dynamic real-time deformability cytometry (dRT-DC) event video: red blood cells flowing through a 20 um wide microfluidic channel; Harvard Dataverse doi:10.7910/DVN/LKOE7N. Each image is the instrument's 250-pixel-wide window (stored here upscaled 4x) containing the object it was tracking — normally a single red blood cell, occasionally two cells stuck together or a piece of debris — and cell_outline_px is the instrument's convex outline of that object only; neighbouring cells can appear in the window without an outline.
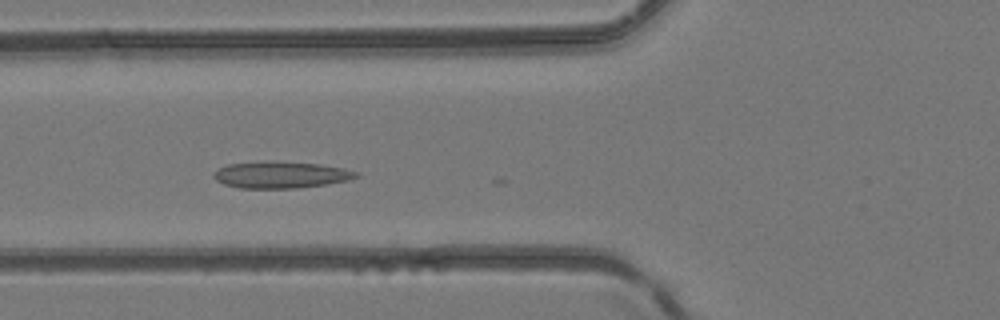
{"species": "common noctule bat (a hibernating species)", "species_latin": "Nyctalus noctula", "temperature_condition": "room temperature", "stored_images_in_passage": 17, "camera_frame_rate_fps": 3000, "um_per_image_px": 0.085, "animal": {"sex": "female", "body_mass_g": 24.6, "forearm_length_mm": 56.2}, "frame": {"image": 1, "passage_image": 14, "time_ms": 4.333, "image_size_px": [1000, 320], "cell_outline_px": [[360, 176], [348, 180], [328, 184], [296, 188], [240, 188], [224, 184], [216, 180], [212, 176], [216, 168], [228, 164], [264, 160], [268, 160], [320, 164], [344, 168], [360, 172]], "centroid_in_image_um": [23.86, 14.84], "position_along_channel_um": 101.9, "area_um2": 22.54}}